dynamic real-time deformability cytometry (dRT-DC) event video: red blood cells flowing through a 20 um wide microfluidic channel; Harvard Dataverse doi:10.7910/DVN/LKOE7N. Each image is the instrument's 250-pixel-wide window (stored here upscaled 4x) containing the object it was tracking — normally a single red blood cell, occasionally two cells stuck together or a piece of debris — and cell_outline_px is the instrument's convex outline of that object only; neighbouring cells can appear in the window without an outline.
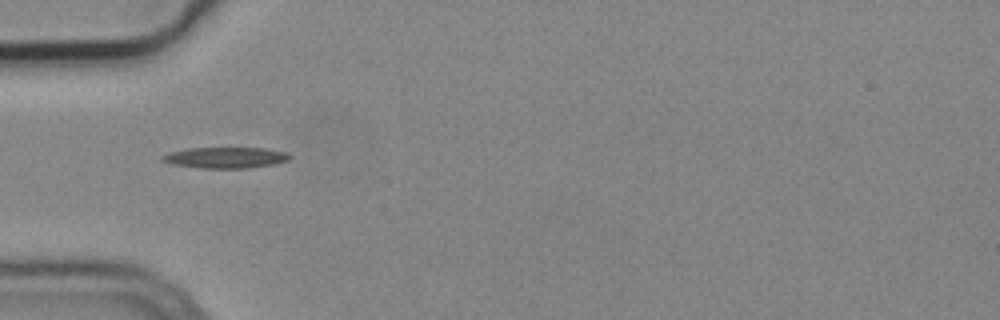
{"species": "common noctule bat (a hibernating species)", "species_latin": "Nyctalus noctula", "temperature_condition": "cold", "stored_images_in_passage": 5, "camera_frame_rate_fps": 3000, "um_per_image_px": 0.085, "animal": {"sex": "male", "body_mass_g": 19.2, "forearm_length_mm": 51.8}, "frame": {"image": 1, "passage_image": 3, "time_ms": 0.667, "image_size_px": [1000, 320], "cell_outline_px": [[292, 156], [288, 160], [272, 164], [248, 168], [200, 168], [176, 164], [160, 160], [160, 156], [168, 152], [188, 148], [264, 148], [284, 152]], "centroid_in_image_um": [19.13, 13.39], "position_along_channel_um": 65.9, "area_um2": 15.43}}
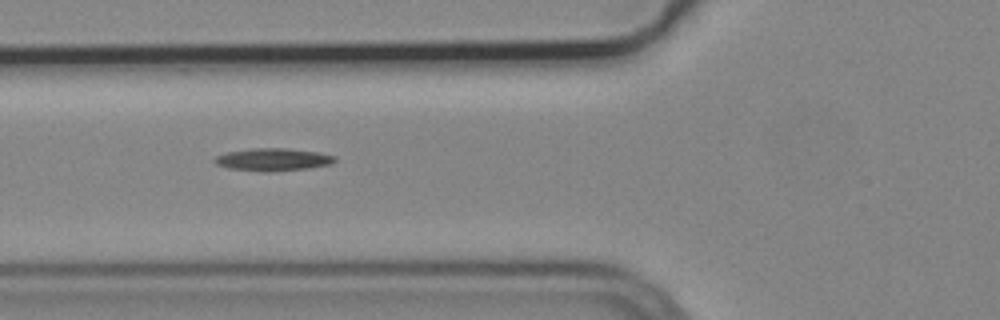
{"frame": {"image": 2, "passage_image": 4, "time_ms": 1.0, "image_size_px": [1000, 320], "cell_outline_px": [[336, 160], [332, 164], [312, 168], [272, 172], [264, 172], [228, 168], [216, 164], [212, 160], [216, 156], [228, 152], [252, 148], [288, 148], [320, 152], [336, 156]], "centroid_in_image_um": [23.25, 13.57], "position_along_channel_um": 102.6, "area_um2": 16.13}}
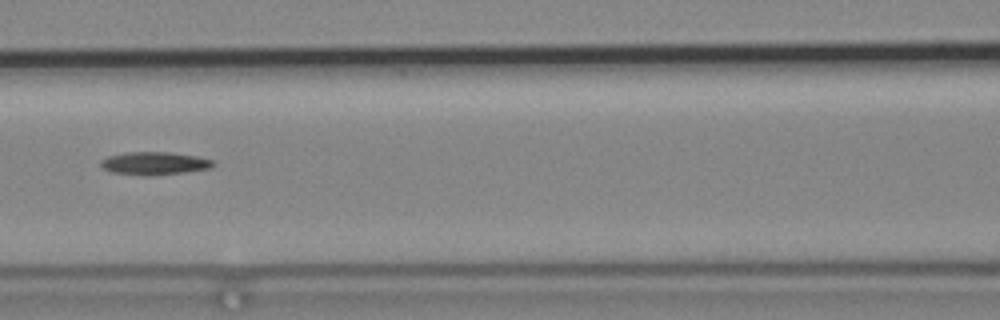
{"frame": {"image": 3, "passage_image": 5, "time_ms": 1.333, "image_size_px": [1000, 320], "cell_outline_px": [[216, 164], [212, 168], [184, 172], [152, 176], [144, 176], [112, 172], [104, 168], [100, 164], [100, 160], [108, 156], [124, 152], [168, 152], [196, 156], [216, 160]], "centroid_in_image_um": [13.16, 13.88], "position_along_channel_um": 153.4, "area_um2": 15.2}}